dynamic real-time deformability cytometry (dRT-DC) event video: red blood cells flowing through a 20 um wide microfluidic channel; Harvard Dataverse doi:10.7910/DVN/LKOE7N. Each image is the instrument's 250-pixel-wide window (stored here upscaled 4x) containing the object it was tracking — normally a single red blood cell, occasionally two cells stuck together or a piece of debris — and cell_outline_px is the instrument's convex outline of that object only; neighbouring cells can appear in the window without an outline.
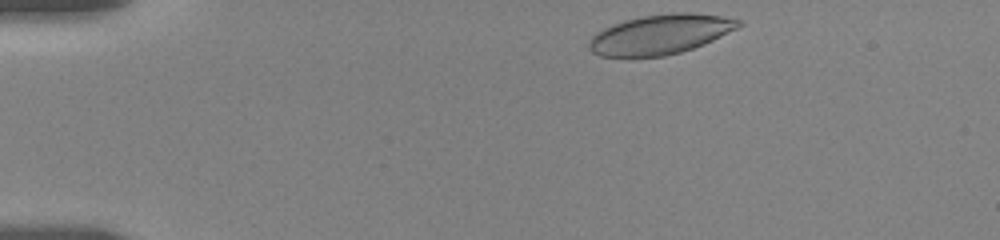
{"species": "human", "species_latin": "Homo sapiens", "temperature_condition": "room temperature", "stored_images_in_passage": 13, "camera_frame_rate_fps": 3000, "um_per_image_px": 0.085, "donor": {"sex": "female"}, "frame": {"image": 1, "passage_image": 1, "time_ms": 0.0, "image_size_px": [1000, 240], "cell_outline_px": [[744, 24], [704, 44], [680, 52], [664, 56], [600, 56], [592, 52], [588, 48], [588, 40], [596, 32], [612, 24], [624, 20], [644, 16], [672, 12], [688, 12], [720, 16], [744, 20]], "centroid_in_image_um": [56.11, 2.91], "position_along_channel_um": 28.9, "area_um2": 34.45}}
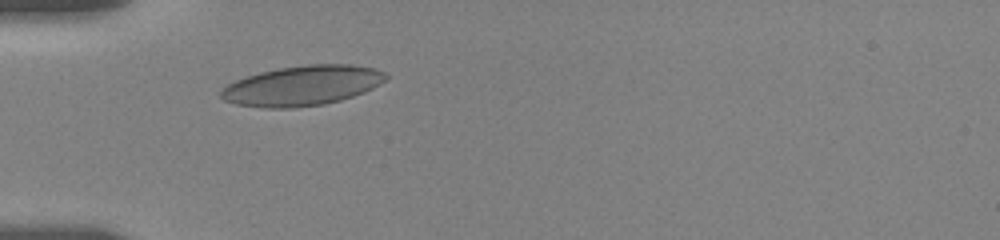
{"frame": {"image": 2, "passage_image": 12, "time_ms": 2.667, "image_size_px": [1000, 240], "cell_outline_px": [[388, 76], [380, 84], [364, 92], [340, 100], [324, 104], [292, 108], [264, 108], [236, 104], [224, 100], [220, 96], [220, 92], [228, 84], [236, 80], [260, 72], [280, 68], [308, 64], [352, 64], [372, 68], [384, 72]], "centroid_in_image_um": [25.69, 7.28], "position_along_channel_um": 59.3, "area_um2": 38.15}}